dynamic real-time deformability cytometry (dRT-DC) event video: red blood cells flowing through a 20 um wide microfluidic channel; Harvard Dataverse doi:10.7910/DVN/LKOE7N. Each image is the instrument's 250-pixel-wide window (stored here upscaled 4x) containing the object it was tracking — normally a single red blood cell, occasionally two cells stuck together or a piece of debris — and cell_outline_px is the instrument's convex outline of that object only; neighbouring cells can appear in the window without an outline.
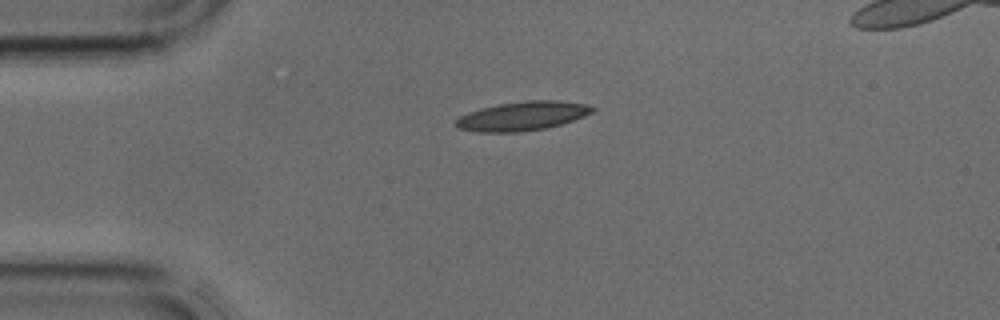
{"species": "common noctule bat (a hibernating species)", "species_latin": "Nyctalus noctula", "temperature_condition": "cold", "stored_images_in_passage": 33, "camera_frame_rate_fps": 3000, "um_per_image_px": 0.085, "animal": {"sex": "male", "body_mass_g": 17.9, "forearm_length_mm": 54.2}, "frame": {"image": 1, "passage_image": 1, "time_ms": 0.0, "image_size_px": [1000, 320], "cell_outline_px": [[596, 108], [592, 112], [584, 116], [560, 124], [544, 128], [520, 132], [476, 132], [460, 128], [456, 124], [456, 120], [460, 116], [468, 112], [480, 108], [500, 104], [528, 100], [560, 100], [584, 104]], "centroid_in_image_um": [44.4, 9.86], "position_along_channel_um": 40.6, "area_um2": 22.83}}
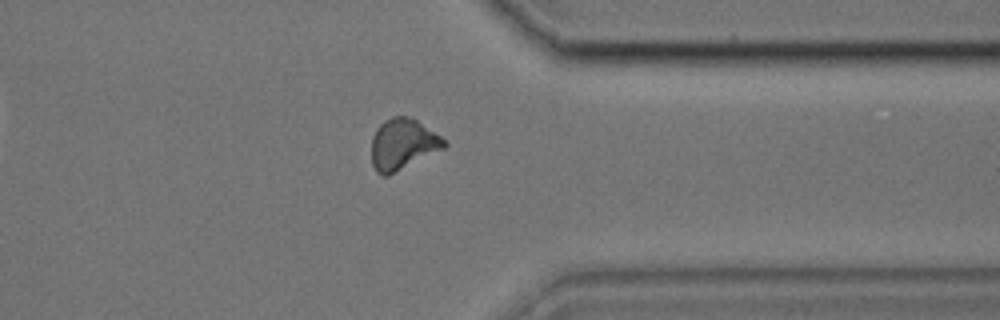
{"frame": {"image": 2, "passage_image": 24, "time_ms": 7.667, "image_size_px": [1000, 320], "cell_outline_px": [[448, 144], [444, 148], [388, 176], [380, 176], [376, 172], [372, 164], [372, 136], [376, 128], [384, 120], [392, 116], [412, 116], [440, 136]], "centroid_in_image_um": [34.21, 12.25], "position_along_channel_um": 377.2, "area_um2": 21.68}}
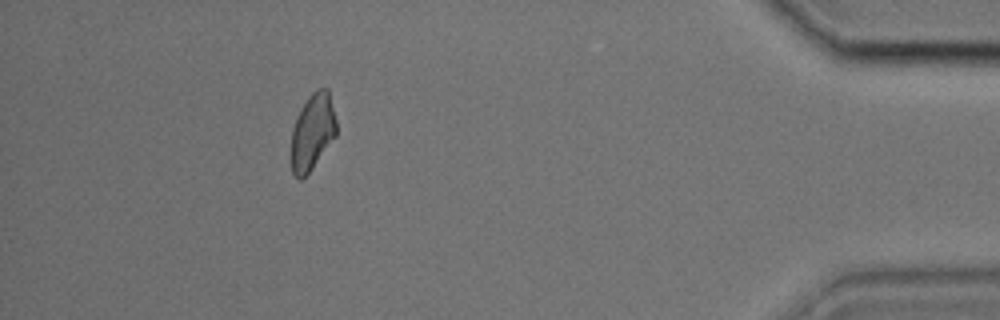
{"frame": {"image": 3, "passage_image": 29, "time_ms": 9.333, "image_size_px": [1000, 320], "cell_outline_px": [[336, 136], [312, 168], [300, 180], [292, 172], [288, 156], [292, 128], [300, 108], [308, 96], [316, 88], [328, 88], [336, 120]], "centroid_in_image_um": [26.51, 11.22], "position_along_channel_um": 408.7, "area_um2": 20.58}}